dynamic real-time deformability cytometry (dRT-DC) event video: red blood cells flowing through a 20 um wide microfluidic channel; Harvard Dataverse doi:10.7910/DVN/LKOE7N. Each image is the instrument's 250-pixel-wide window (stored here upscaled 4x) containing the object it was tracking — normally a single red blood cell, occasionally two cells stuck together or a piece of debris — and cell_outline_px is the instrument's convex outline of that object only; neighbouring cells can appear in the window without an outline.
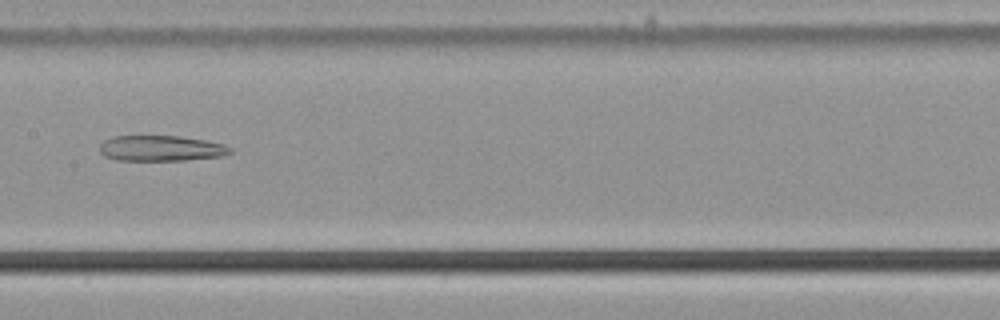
{"species": "common noctule bat (a hibernating species)", "species_latin": "Nyctalus noctula", "temperature_condition": "cold", "stored_images_in_passage": 55, "camera_frame_rate_fps": 3000, "um_per_image_px": 0.085, "animal": {"sex": "male", "body_mass_g": 21.5, "forearm_length_mm": 52.0}, "frame": {"image": 1, "passage_image": 28, "time_ms": 9.0, "image_size_px": [1000, 320], "cell_outline_px": [[232, 152], [220, 156], [184, 160], [116, 160], [104, 156], [100, 152], [100, 144], [104, 140], [112, 136], [180, 136], [204, 140], [224, 144], [232, 148]], "centroid_in_image_um": [13.66, 12.6], "position_along_channel_um": 193.7, "area_um2": 19.42}}
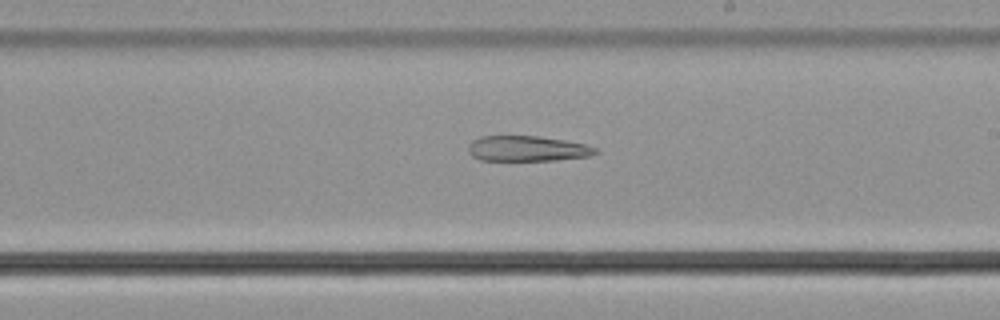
{"frame": {"image": 2, "passage_image": 32, "time_ms": 10.333, "image_size_px": [1000, 320], "cell_outline_px": [[600, 152], [588, 156], [556, 160], [480, 160], [472, 156], [468, 152], [468, 144], [472, 140], [480, 136], [540, 136], [564, 140], [584, 144], [596, 148]], "centroid_in_image_um": [44.79, 12.62], "position_along_channel_um": 244.2, "area_um2": 18.84}}
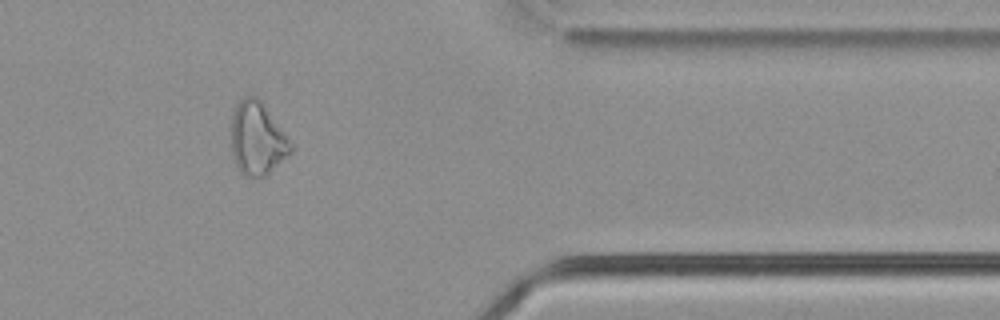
{"frame": {"image": 3, "passage_image": 45, "time_ms": 14.667, "image_size_px": [1000, 320], "cell_outline_px": [[292, 148], [260, 180], [244, 176], [240, 172], [236, 164], [232, 152], [232, 112], [236, 104], [244, 96], [256, 96], [260, 100], [292, 144]], "centroid_in_image_um": [21.81, 11.78], "position_along_channel_um": 389.6, "area_um2": 24.68}}